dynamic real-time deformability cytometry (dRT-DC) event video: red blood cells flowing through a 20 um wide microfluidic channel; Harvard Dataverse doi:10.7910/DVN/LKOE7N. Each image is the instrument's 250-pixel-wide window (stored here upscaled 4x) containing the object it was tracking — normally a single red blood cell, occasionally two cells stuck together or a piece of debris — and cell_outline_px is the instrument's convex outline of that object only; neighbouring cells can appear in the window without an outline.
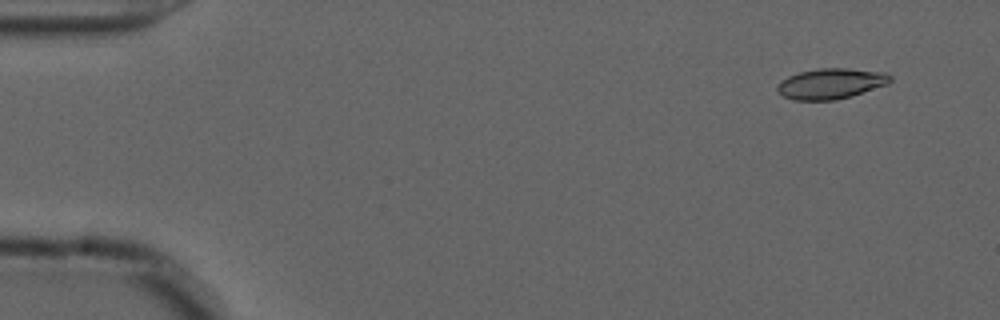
{"species": "common noctule bat (a hibernating species)", "species_latin": "Nyctalus noctula", "temperature_condition": "cold", "stored_images_in_passage": 55, "camera_frame_rate_fps": 3000, "um_per_image_px": 0.085, "animal": {"sex": "male", "forearm_length_mm": 52.5}, "frame": {"image": 1, "passage_image": 4, "time_ms": 1.0, "image_size_px": [1000, 320], "cell_outline_px": [[892, 80], [888, 84], [852, 96], [836, 100], [792, 100], [784, 96], [776, 88], [776, 84], [788, 76], [800, 72], [820, 68], [848, 68], [888, 72], [892, 76]], "centroid_in_image_um": [70.66, 7.1], "position_along_channel_um": 14.3, "area_um2": 20.29}}
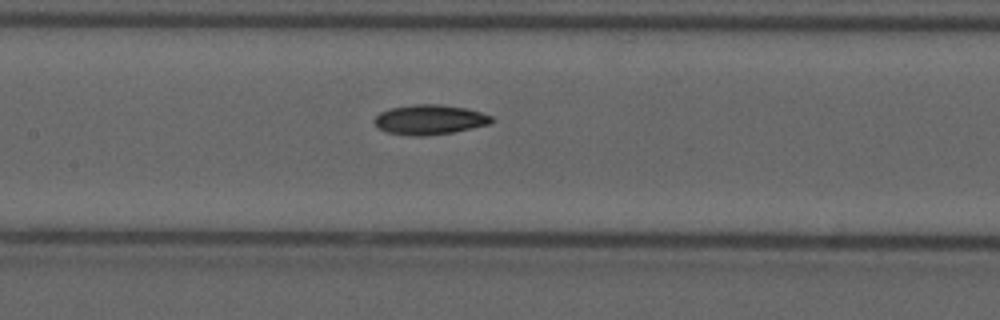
{"frame": {"image": 2, "passage_image": 26, "time_ms": 8.333, "image_size_px": [1000, 320], "cell_outline_px": [[492, 120], [488, 124], [452, 132], [424, 136], [416, 136], [388, 132], [380, 128], [372, 120], [380, 112], [392, 108], [412, 104], [440, 104], [468, 108], [492, 116]], "centroid_in_image_um": [36.51, 10.15], "position_along_channel_um": 170.9, "area_um2": 20.11}}
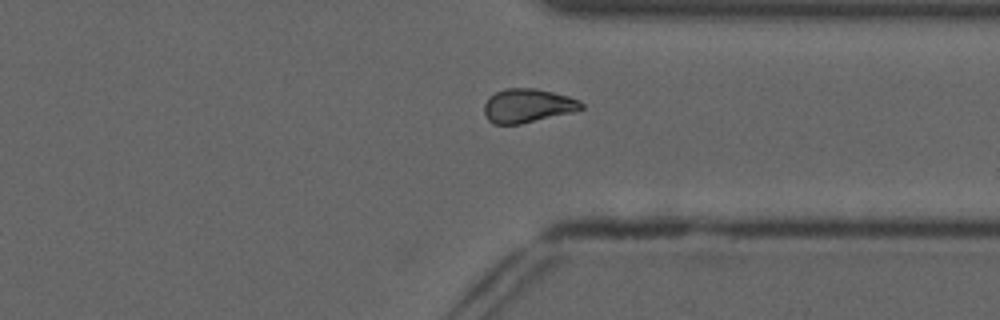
{"frame": {"image": 3, "passage_image": 42, "time_ms": 13.667, "image_size_px": [1000, 320], "cell_outline_px": [[584, 108], [572, 112], [520, 124], [492, 124], [488, 120], [484, 112], [484, 104], [488, 96], [504, 88], [536, 88], [568, 96], [580, 100], [584, 104]], "centroid_in_image_um": [44.83, 8.97], "position_along_channel_um": 366.6, "area_um2": 19.25}, "authors_computed_cell_mechanics": {"area_um2": 19.7098, "velocity_mm_per_s": 3.6811, "shape_relaxation_time_tau1_ms": 8.2311, "shape_relaxation_time_tau2_ms": 6.8934, "deformation_change_tau1": 0.1432, "deformation_change_tau2": 0.1238}}